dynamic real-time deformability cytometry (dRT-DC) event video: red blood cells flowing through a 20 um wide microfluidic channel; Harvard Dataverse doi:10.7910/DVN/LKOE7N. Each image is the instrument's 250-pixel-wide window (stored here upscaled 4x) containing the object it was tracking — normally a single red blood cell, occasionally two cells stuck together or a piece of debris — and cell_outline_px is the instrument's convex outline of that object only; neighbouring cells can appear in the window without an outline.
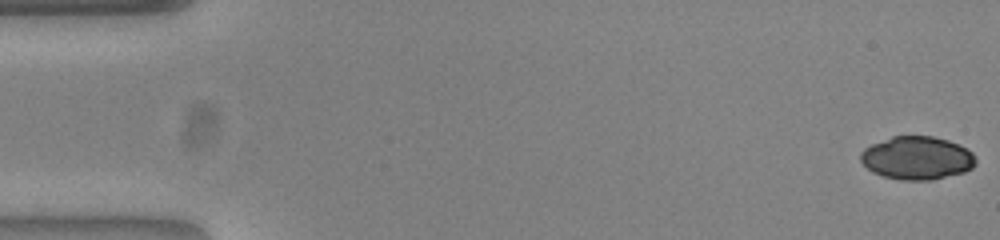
{"species": "common noctule bat (a hibernating species)", "species_latin": "Nyctalus noctula", "temperature_condition": "warm", "stored_images_in_passage": 53, "camera_frame_rate_fps": 3000, "um_per_image_px": 0.085, "animal": {"sex": "female", "body_mass_g": 23.0, "forearm_length_mm": 53.4}, "frame": {"image": 1, "passage_image": 1, "time_ms": 0.0, "image_size_px": [1000, 240], "cell_outline_px": [[976, 164], [972, 168], [964, 172], [932, 180], [900, 180], [884, 176], [872, 172], [860, 160], [860, 152], [864, 148], [872, 144], [892, 136], [932, 136], [948, 140], [968, 148], [976, 156]], "centroid_in_image_um": [77.97, 13.43], "position_along_channel_um": 7.0, "area_um2": 29.13}}